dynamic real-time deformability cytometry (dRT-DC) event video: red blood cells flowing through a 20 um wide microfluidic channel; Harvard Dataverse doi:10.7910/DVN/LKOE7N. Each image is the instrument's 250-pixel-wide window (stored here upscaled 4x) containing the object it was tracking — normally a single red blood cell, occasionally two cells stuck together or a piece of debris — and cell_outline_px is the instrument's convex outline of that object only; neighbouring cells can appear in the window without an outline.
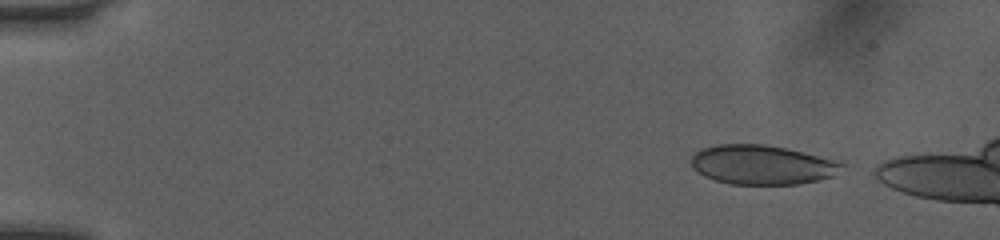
{"species": "human", "species_latin": "Homo sapiens", "temperature_condition": "room temperature", "stored_images_in_passage": 45, "camera_frame_rate_fps": 3000, "um_per_image_px": 0.085, "donor": {"sex": "female"}, "frame": {"image": 1, "passage_image": 2, "time_ms": 0.333, "image_size_px": [1000, 240], "cell_outline_px": [[844, 164], [832, 176], [820, 180], [800, 184], [732, 184], [716, 180], [704, 176], [692, 168], [692, 156], [700, 148], [716, 144], [764, 144], [844, 160]], "centroid_in_image_um": [64.8, 13.99], "position_along_channel_um": 20.2, "area_um2": 34.8}}
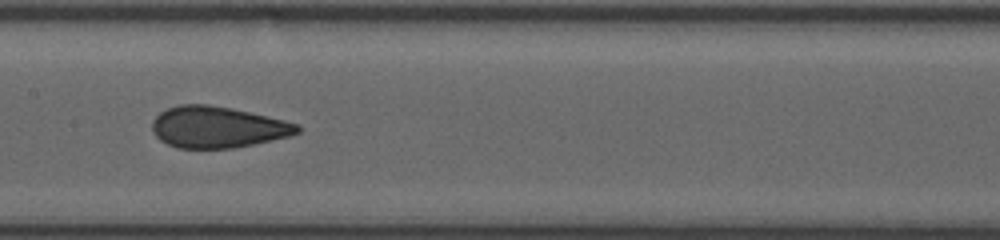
{"frame": {"image": 2, "passage_image": 23, "time_ms": 7.333, "image_size_px": [1000, 240], "cell_outline_px": [[300, 132], [292, 136], [232, 148], [176, 148], [160, 140], [156, 136], [152, 128], [152, 120], [160, 112], [168, 108], [180, 104], [208, 104], [232, 108], [284, 120], [300, 124]], "centroid_in_image_um": [18.5, 10.8], "position_along_channel_um": 188.9, "area_um2": 35.03}}
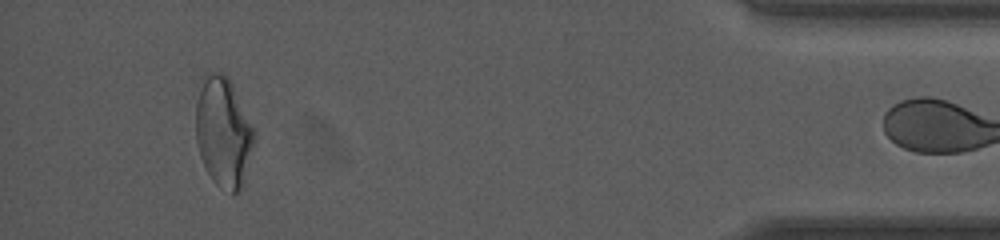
{"frame": {"image": 3, "passage_image": 44, "time_ms": 14.333, "image_size_px": [1000, 240], "cell_outline_px": [[256, 140], [244, 184], [240, 192], [232, 196], [216, 184], [212, 180], [200, 156], [196, 140], [196, 104], [200, 76], [208, 72], [220, 72], [228, 76], [256, 132]], "centroid_in_image_um": [19.0, 11.25], "position_along_channel_um": 416.2, "area_um2": 38.32}}